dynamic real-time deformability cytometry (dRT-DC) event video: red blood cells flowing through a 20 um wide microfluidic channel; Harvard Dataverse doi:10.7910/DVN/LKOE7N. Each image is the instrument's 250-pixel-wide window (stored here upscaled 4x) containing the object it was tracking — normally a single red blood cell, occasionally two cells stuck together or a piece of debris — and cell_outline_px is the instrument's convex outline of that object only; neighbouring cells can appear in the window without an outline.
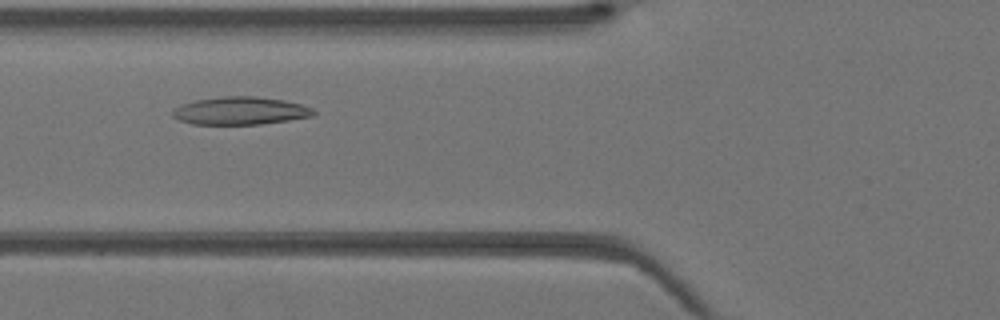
{"species": "Egyptian fruit bat (a non-hibernating species)", "species_latin": "Rousettus aegyptiacus", "temperature_condition": "warm", "stored_images_in_passage": 36, "camera_frame_rate_fps": 3000, "um_per_image_px": 0.085, "animal": {"sex": "female"}, "frame": {"image": 1, "passage_image": 10, "time_ms": 3.0, "image_size_px": [1000, 320], "cell_outline_px": [[316, 112], [312, 116], [288, 120], [260, 124], [192, 124], [180, 120], [172, 116], [172, 108], [180, 104], [196, 100], [220, 96], [256, 96], [284, 100], [300, 104], [312, 108]], "centroid_in_image_um": [20.38, 9.41], "position_along_channel_um": 105.4, "area_um2": 22.89}}
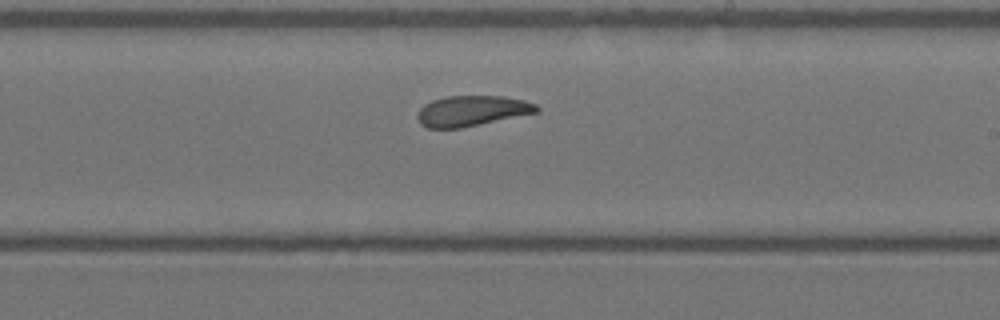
{"frame": {"image": 2, "passage_image": 19, "time_ms": 6.0, "image_size_px": [1000, 320], "cell_outline_px": [[540, 112], [460, 128], [428, 128], [420, 124], [416, 116], [420, 108], [424, 104], [432, 100], [448, 96], [504, 96], [524, 100], [536, 104], [540, 108]], "centroid_in_image_um": [40.12, 9.42], "position_along_channel_um": 248.9, "area_um2": 21.27}}
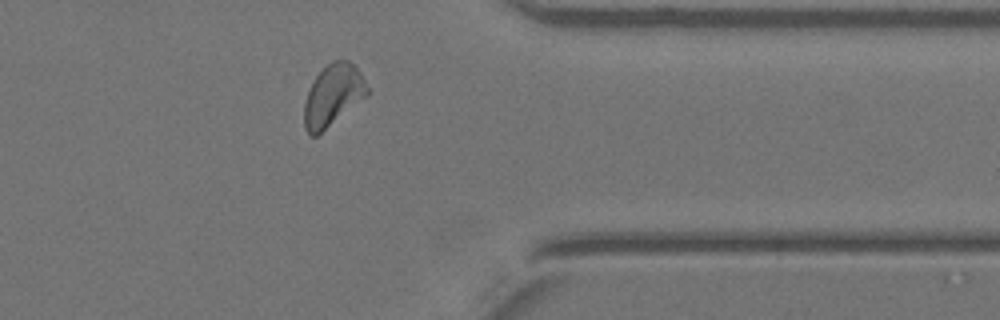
{"frame": {"image": 3, "passage_image": 28, "time_ms": 9.0, "image_size_px": [1000, 320], "cell_outline_px": [[368, 92], [364, 96], [316, 136], [308, 136], [304, 128], [304, 104], [308, 88], [312, 80], [332, 60], [348, 60], [360, 72], [368, 88]], "centroid_in_image_um": [28.23, 8.09], "position_along_channel_um": 383.2, "area_um2": 22.02}}